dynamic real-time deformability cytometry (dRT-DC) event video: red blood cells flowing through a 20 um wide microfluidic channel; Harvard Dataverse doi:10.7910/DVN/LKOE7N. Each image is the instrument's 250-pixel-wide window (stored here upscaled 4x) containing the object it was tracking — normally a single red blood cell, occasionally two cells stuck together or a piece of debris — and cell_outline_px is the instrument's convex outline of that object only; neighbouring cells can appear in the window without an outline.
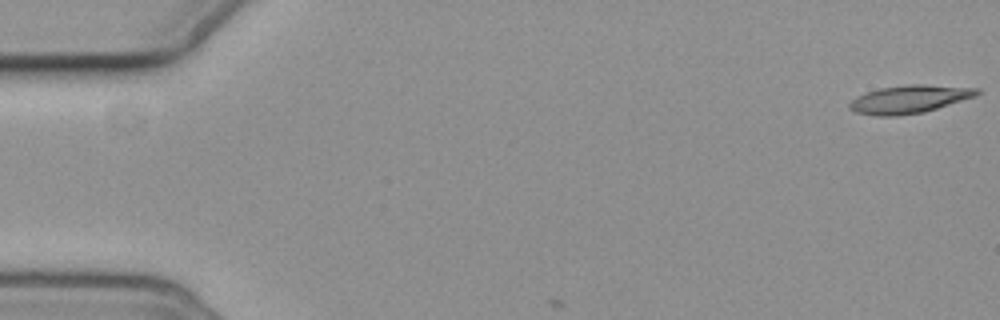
{"species": "common noctule bat (a hibernating species)", "species_latin": "Nyctalus noctula", "temperature_condition": "cold", "stored_images_in_passage": 3, "camera_frame_rate_fps": 3000, "um_per_image_px": 0.085, "animal": {"sex": "female", "body_mass_g": 19.3, "forearm_length_mm": 54.1}, "frame": {"image": 1, "passage_image": 1, "time_ms": 0.0, "image_size_px": [1000, 320], "cell_outline_px": [[980, 92], [976, 96], [924, 112], [896, 116], [876, 116], [856, 112], [848, 108], [848, 104], [856, 96], [880, 88], [904, 84], [920, 84], [980, 88]], "centroid_in_image_um": [77.28, 8.43], "position_along_channel_um": 7.7, "area_um2": 20.81}}